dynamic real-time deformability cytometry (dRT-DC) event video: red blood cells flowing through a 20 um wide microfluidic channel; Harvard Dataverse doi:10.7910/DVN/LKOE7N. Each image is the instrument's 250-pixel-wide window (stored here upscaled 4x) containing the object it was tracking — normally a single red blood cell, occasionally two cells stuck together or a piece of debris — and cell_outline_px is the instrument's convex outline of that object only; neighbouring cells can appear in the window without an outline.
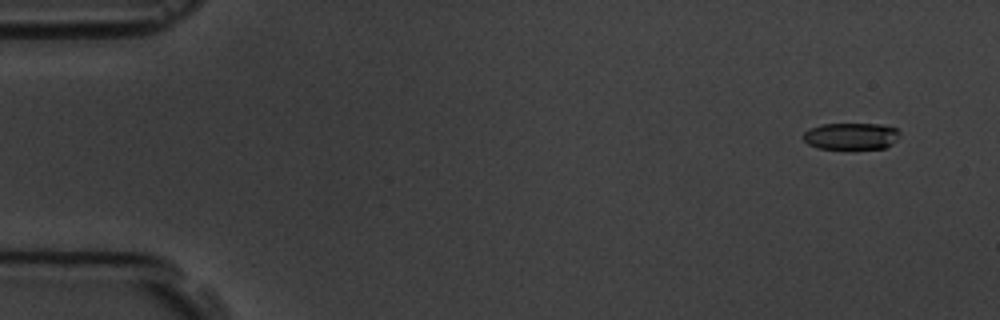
{"species": "common noctule bat (a hibernating species)", "species_latin": "Nyctalus noctula", "temperature_condition": "room temperature", "stored_images_in_passage": 5, "camera_frame_rate_fps": 3000, "um_per_image_px": 0.085, "animal": {"sex": "male", "body_mass_g": 19.5, "forearm_length_mm": 54.6}, "frame": {"image": 1, "passage_image": 1, "time_ms": 0.0, "image_size_px": [1000, 320], "cell_outline_px": [[900, 132], [896, 140], [892, 144], [884, 148], [852, 152], [816, 148], [808, 144], [804, 140], [804, 132], [808, 128], [820, 124], [880, 124], [896, 128]], "centroid_in_image_um": [72.32, 11.63], "position_along_channel_um": 12.7, "area_um2": 15.95}}